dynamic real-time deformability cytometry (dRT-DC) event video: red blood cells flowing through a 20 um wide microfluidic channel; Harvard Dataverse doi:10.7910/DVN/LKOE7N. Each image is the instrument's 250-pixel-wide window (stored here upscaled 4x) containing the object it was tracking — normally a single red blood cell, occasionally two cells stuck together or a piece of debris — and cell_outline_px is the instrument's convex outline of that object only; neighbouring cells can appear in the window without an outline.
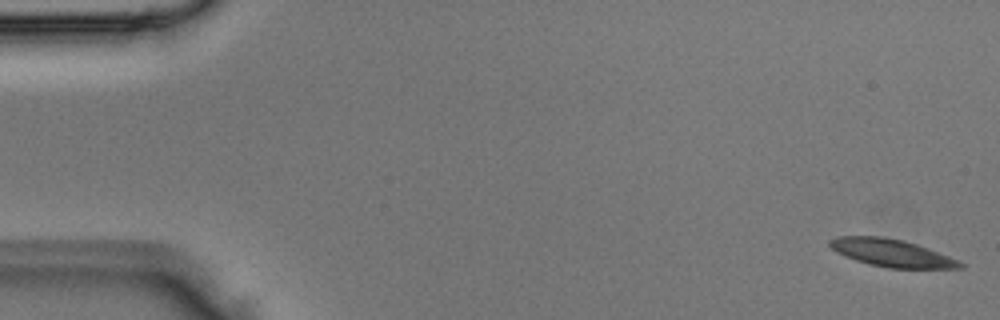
{"species": "Egyptian fruit bat (a non-hibernating species)", "species_latin": "Rousettus aegyptiacus", "temperature_condition": "room temperature", "stored_images_in_passage": 5, "camera_frame_rate_fps": 3000, "um_per_image_px": 0.085, "animal": {"sex": "male"}, "frame": {"image": 1, "passage_image": 1, "time_ms": 0.0, "image_size_px": [1000, 320], "cell_outline_px": [[964, 268], [888, 268], [868, 264], [856, 260], [836, 252], [828, 244], [828, 240], [836, 236], [880, 236], [904, 240], [928, 248], [948, 256], [964, 264]], "centroid_in_image_um": [75.74, 21.49], "position_along_channel_um": 9.3, "area_um2": 20.81}}